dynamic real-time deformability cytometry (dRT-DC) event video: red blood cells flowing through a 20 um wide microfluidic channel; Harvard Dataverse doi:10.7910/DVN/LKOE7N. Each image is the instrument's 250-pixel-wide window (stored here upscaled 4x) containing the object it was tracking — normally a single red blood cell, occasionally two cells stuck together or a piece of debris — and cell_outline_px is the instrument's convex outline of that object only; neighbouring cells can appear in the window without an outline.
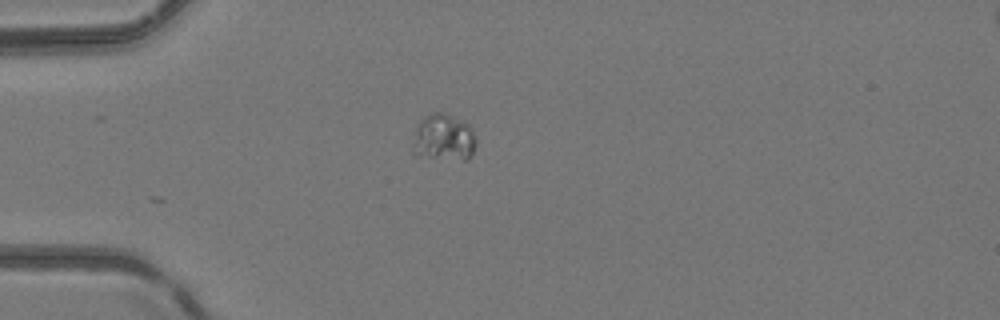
{"species": "common noctule bat (a hibernating species)", "species_latin": "Nyctalus noctula", "temperature_condition": "room temperature", "stored_images_in_passage": 4, "camera_frame_rate_fps": 3000, "um_per_image_px": 0.085, "animal": {"sex": "female", "body_mass_g": 24.6, "forearm_length_mm": 56.2}, "frame": {"image": 1, "passage_image": 1, "time_ms": 0.0, "image_size_px": [1000, 320], "cell_outline_px": [[476, 144], [468, 160], [464, 160], [428, 156], [412, 152], [412, 148], [416, 128], [420, 120], [424, 116], [432, 112], [444, 112], [464, 120], [472, 124], [476, 136]], "centroid_in_image_um": [37.77, 11.64], "position_along_channel_um": 47.2, "area_um2": 17.46}}